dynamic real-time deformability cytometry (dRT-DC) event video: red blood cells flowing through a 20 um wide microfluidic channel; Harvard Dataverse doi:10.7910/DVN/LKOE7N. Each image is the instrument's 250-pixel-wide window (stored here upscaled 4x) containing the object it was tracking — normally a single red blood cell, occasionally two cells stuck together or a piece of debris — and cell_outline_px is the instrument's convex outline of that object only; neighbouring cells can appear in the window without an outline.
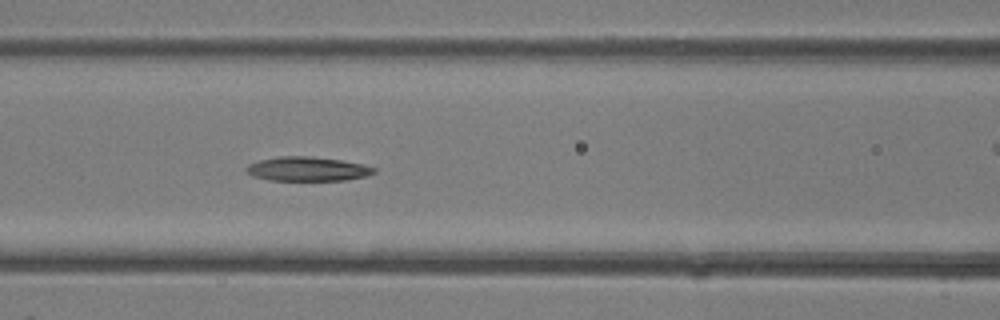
{"species": "common noctule bat (a hibernating species)", "species_latin": "Nyctalus noctula", "temperature_condition": "room temperature", "stored_images_in_passage": 33, "camera_frame_rate_fps": 3000, "um_per_image_px": 0.085, "animal": {"sex": "female"}, "frame": {"image": 1, "passage_image": 12, "time_ms": 3.667, "image_size_px": [1000, 320], "cell_outline_px": [[376, 172], [364, 176], [344, 180], [268, 180], [252, 176], [244, 172], [244, 168], [248, 164], [260, 160], [276, 156], [312, 156], [340, 160], [364, 164], [376, 168]], "centroid_in_image_um": [26.07, 14.35], "position_along_channel_um": 140.5, "area_um2": 18.15}}
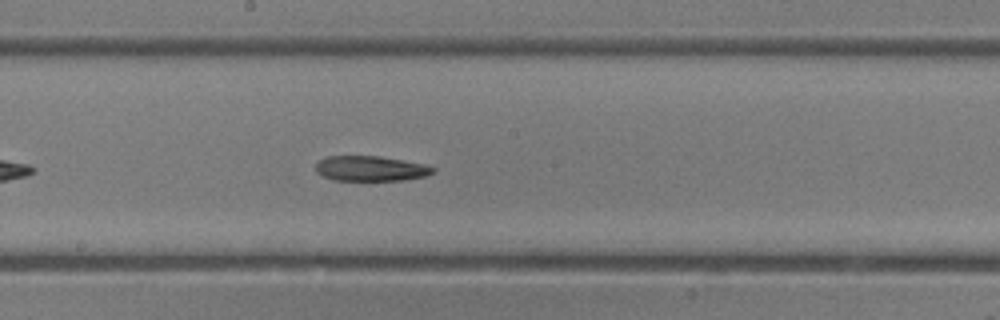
{"frame": {"image": 2, "passage_image": 16, "time_ms": 5.0, "image_size_px": [1000, 320], "cell_outline_px": [[436, 168], [432, 172], [424, 176], [404, 180], [332, 180], [316, 172], [316, 164], [320, 160], [328, 156], [380, 156], [424, 164]], "centroid_in_image_um": [31.49, 14.32], "position_along_channel_um": 216.7, "area_um2": 16.99}}
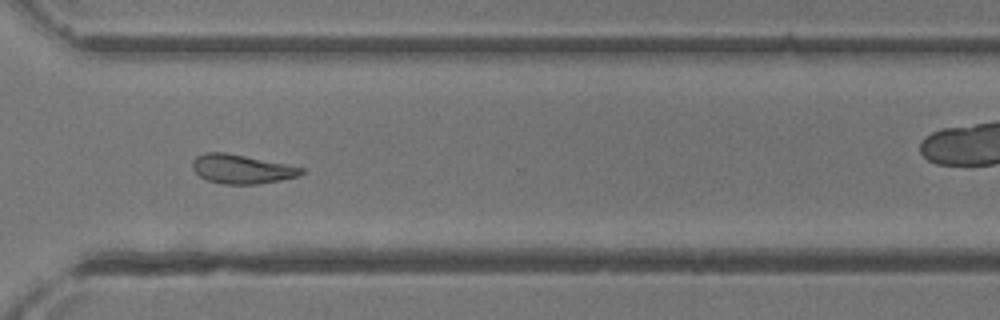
{"frame": {"image": 3, "passage_image": 23, "time_ms": 7.333, "image_size_px": [1000, 320], "cell_outline_px": [[304, 172], [296, 176], [280, 180], [256, 184], [224, 184], [208, 180], [200, 176], [192, 168], [192, 160], [196, 156], [204, 152], [224, 152], [304, 168]], "centroid_in_image_um": [20.48, 14.37], "position_along_channel_um": 350.1, "area_um2": 18.09}}